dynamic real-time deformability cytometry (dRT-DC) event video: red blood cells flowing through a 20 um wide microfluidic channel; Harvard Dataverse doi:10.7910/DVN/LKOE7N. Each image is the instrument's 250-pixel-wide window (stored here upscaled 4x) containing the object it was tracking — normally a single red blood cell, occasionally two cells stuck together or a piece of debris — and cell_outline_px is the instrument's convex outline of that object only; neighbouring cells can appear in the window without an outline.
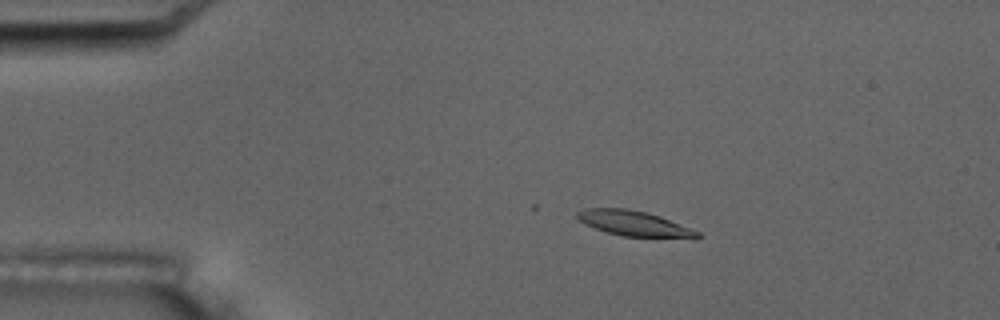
{"species": "common noctule bat (a hibernating species)", "species_latin": "Nyctalus noctula", "temperature_condition": "room temperature", "stored_images_in_passage": 9, "camera_frame_rate_fps": 3000, "um_per_image_px": 0.085, "animal": {"sex": "male", "body_mass_g": 17.5, "forearm_length_mm": 52.3}, "frame": {"image": 1, "passage_image": 3, "time_ms": 3.0, "image_size_px": [1000, 320], "cell_outline_px": [[704, 236], [620, 236], [584, 224], [576, 220], [576, 212], [584, 208], [628, 208], [648, 212], [660, 216], [700, 232]], "centroid_in_image_um": [53.76, 18.94], "position_along_channel_um": 31.2, "area_um2": 17.22}}
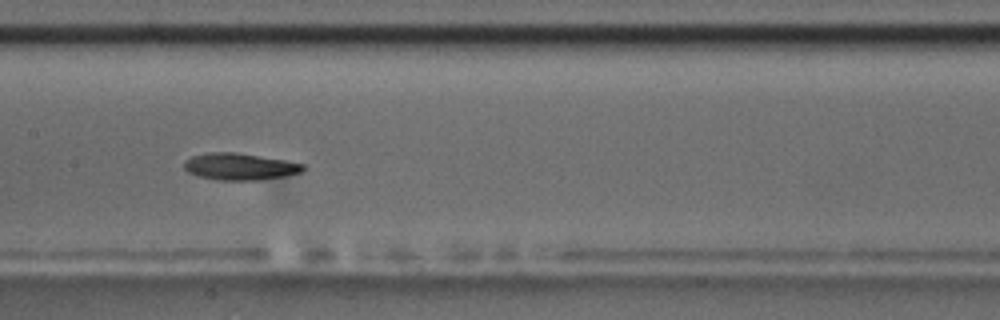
{"frame": {"image": 2, "passage_image": 8, "time_ms": 9.0, "image_size_px": [1000, 320], "cell_outline_px": [[304, 168], [300, 172], [284, 176], [260, 180], [216, 180], [196, 176], [188, 172], [184, 168], [184, 160], [192, 156], [212, 152], [236, 152], [284, 160], [304, 164]], "centroid_in_image_um": [20.33, 14.16], "position_along_channel_um": 187.1, "area_um2": 18.55}}